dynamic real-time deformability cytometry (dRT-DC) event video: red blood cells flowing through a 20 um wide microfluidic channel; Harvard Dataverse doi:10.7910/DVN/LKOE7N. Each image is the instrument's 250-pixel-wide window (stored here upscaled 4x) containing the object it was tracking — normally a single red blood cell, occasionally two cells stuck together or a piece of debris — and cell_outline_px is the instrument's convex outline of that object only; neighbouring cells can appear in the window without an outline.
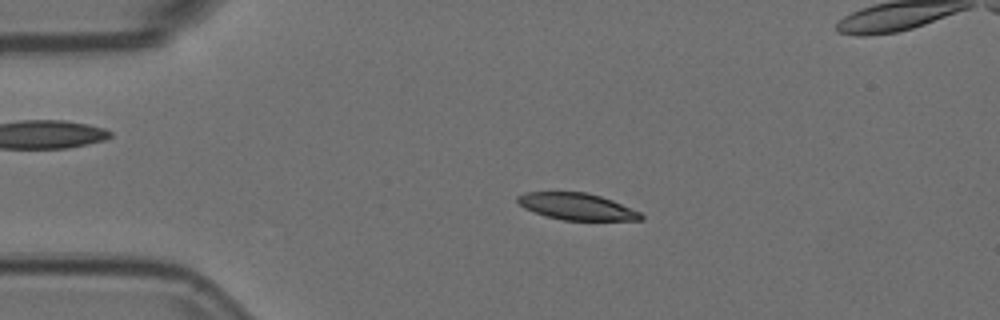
{"species": "Egyptian fruit bat (a non-hibernating species)", "species_latin": "Rousettus aegyptiacus", "temperature_condition": "room temperature", "stored_images_in_passage": 57, "camera_frame_rate_fps": 3000, "um_per_image_px": 0.085, "animal": {"sex": "female"}, "frame": {"image": 1, "passage_image": 12, "time_ms": 3.667, "image_size_px": [1000, 320], "cell_outline_px": [[644, 220], [564, 220], [544, 216], [524, 208], [516, 200], [516, 196], [524, 192], [584, 192], [600, 196], [612, 200], [640, 212], [644, 216]], "centroid_in_image_um": [49.01, 17.56], "position_along_channel_um": 36.0, "area_um2": 19.19}}
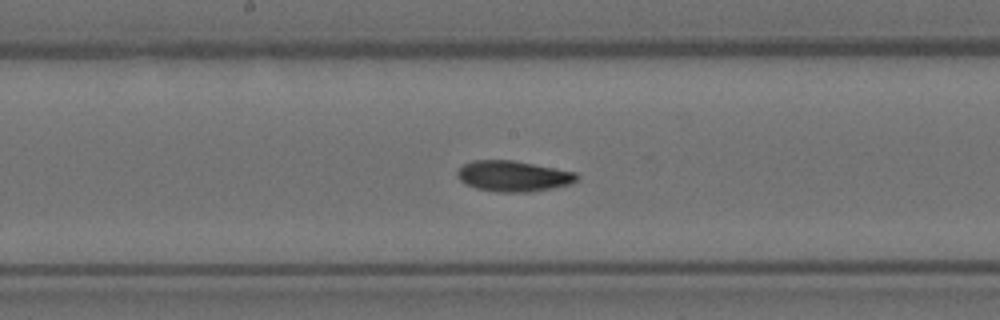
{"frame": {"image": 2, "passage_image": 29, "time_ms": 9.333, "image_size_px": [1000, 320], "cell_outline_px": [[580, 180], [568, 184], [552, 188], [528, 192], [496, 192], [476, 188], [464, 184], [456, 176], [456, 172], [464, 164], [472, 160], [512, 160], [576, 172], [580, 176]], "centroid_in_image_um": [43.62, 14.97], "position_along_channel_um": 204.6, "area_um2": 21.5}}
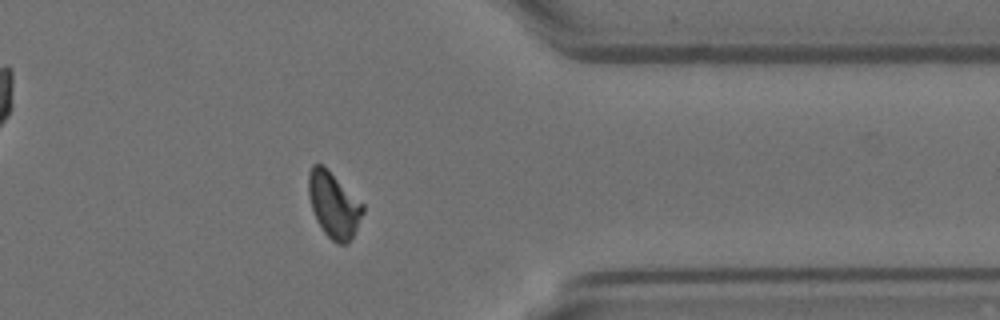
{"frame": {"image": 3, "passage_image": 45, "time_ms": 14.667, "image_size_px": [1000, 320], "cell_outline_px": [[364, 212], [348, 244], [336, 244], [324, 232], [316, 220], [308, 196], [308, 172], [312, 164], [320, 164], [364, 204]], "centroid_in_image_um": [28.35, 17.44], "position_along_channel_um": 383.1, "area_um2": 20.4}, "authors_computed_cell_mechanics": {"area_um2": 20.5768, "velocity_mm_per_s": 3.5968, "shape_relaxation_time_tau1_ms": 5.6281, "shape_relaxation_time_tau2_ms": 3.2603, "deformation_change_tau1": 0.1878, "deformation_change_tau2": 0.0928}}